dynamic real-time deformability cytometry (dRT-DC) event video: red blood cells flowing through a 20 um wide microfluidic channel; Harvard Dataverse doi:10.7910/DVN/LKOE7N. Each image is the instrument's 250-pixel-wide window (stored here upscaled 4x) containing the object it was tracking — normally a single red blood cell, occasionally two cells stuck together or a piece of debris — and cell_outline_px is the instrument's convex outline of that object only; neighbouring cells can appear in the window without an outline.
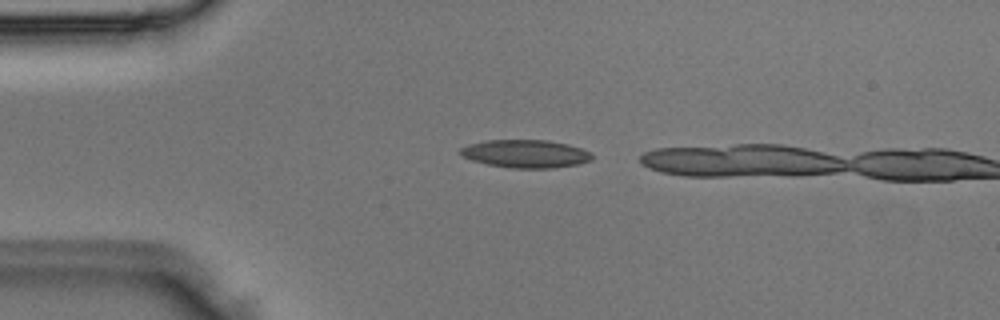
{"species": "Egyptian fruit bat (a non-hibernating species)", "species_latin": "Rousettus aegyptiacus", "temperature_condition": "room temperature", "stored_images_in_passage": 2, "camera_frame_rate_fps": 3000, "um_per_image_px": 0.085, "animal": {"sex": "male"}, "frame": {"image": 1, "passage_image": 1, "time_ms": 0.0, "image_size_px": [1000, 320], "cell_outline_px": [[592, 160], [580, 164], [552, 168], [512, 168], [488, 164], [472, 160], [460, 156], [460, 148], [468, 144], [484, 140], [548, 140], [568, 144], [592, 152]], "centroid_in_image_um": [44.68, 13.06], "position_along_channel_um": 40.3, "area_um2": 21.62}}